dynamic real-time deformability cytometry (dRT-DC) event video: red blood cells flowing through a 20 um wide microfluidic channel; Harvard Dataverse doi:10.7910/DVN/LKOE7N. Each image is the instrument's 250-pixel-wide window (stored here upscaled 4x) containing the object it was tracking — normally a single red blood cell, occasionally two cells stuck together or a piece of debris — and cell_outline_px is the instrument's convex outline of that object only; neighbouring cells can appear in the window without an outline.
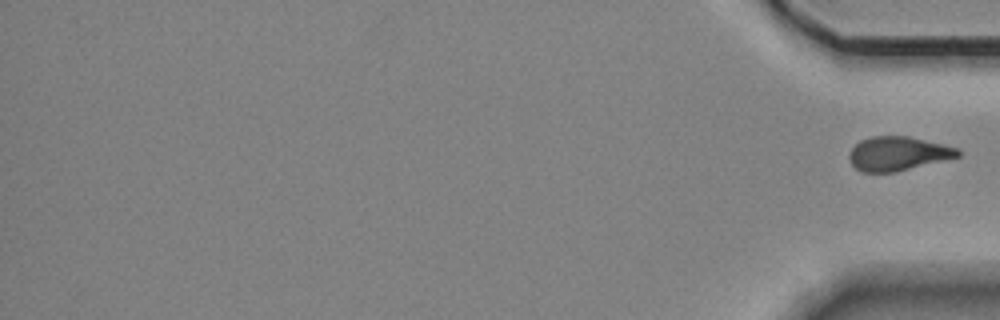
{"species": "Egyptian fruit bat (a non-hibernating species)", "species_latin": "Rousettus aegyptiacus", "temperature_condition": "room temperature", "stored_images_in_passage": 16, "segment_of_instrument_passage": [2, 2], "camera_frame_rate_fps": 3000, "um_per_image_px": 0.085, "animal": {"sex": "female"}, "frame": {"image": 1, "passage_image": 16, "time_ms": 5.0, "image_size_px": [1000, 320], "cell_outline_px": [[960, 156], [896, 172], [864, 172], [856, 168], [852, 164], [848, 156], [848, 152], [860, 140], [872, 136], [908, 136], [956, 148], [960, 152]], "centroid_in_image_um": [76.28, 13.06], "position_along_channel_um": 358.9, "area_um2": 21.27}}